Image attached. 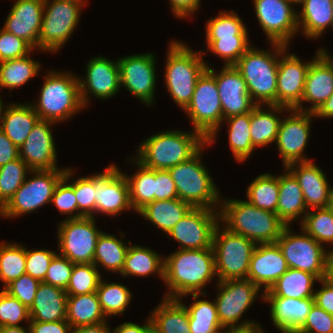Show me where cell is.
I'll return each instance as SVG.
<instances>
[{
	"label": "cell",
	"instance_id": "12",
	"mask_svg": "<svg viewBox=\"0 0 333 333\" xmlns=\"http://www.w3.org/2000/svg\"><path fill=\"white\" fill-rule=\"evenodd\" d=\"M82 8V4L74 2L44 0L38 50L51 53L60 50L77 28Z\"/></svg>",
	"mask_w": 333,
	"mask_h": 333
},
{
	"label": "cell",
	"instance_id": "57",
	"mask_svg": "<svg viewBox=\"0 0 333 333\" xmlns=\"http://www.w3.org/2000/svg\"><path fill=\"white\" fill-rule=\"evenodd\" d=\"M56 254V252L48 249L27 250L26 248V274L43 282L49 264Z\"/></svg>",
	"mask_w": 333,
	"mask_h": 333
},
{
	"label": "cell",
	"instance_id": "6",
	"mask_svg": "<svg viewBox=\"0 0 333 333\" xmlns=\"http://www.w3.org/2000/svg\"><path fill=\"white\" fill-rule=\"evenodd\" d=\"M206 52H194L187 43L172 40L168 47L164 83L174 102L184 110L194 93L197 79L207 69Z\"/></svg>",
	"mask_w": 333,
	"mask_h": 333
},
{
	"label": "cell",
	"instance_id": "15",
	"mask_svg": "<svg viewBox=\"0 0 333 333\" xmlns=\"http://www.w3.org/2000/svg\"><path fill=\"white\" fill-rule=\"evenodd\" d=\"M256 19L267 42L289 46L298 30L297 13L288 0H253Z\"/></svg>",
	"mask_w": 333,
	"mask_h": 333
},
{
	"label": "cell",
	"instance_id": "43",
	"mask_svg": "<svg viewBox=\"0 0 333 333\" xmlns=\"http://www.w3.org/2000/svg\"><path fill=\"white\" fill-rule=\"evenodd\" d=\"M225 120L229 125L228 140L235 161L244 162L255 151L250 134L251 112L224 119V123Z\"/></svg>",
	"mask_w": 333,
	"mask_h": 333
},
{
	"label": "cell",
	"instance_id": "54",
	"mask_svg": "<svg viewBox=\"0 0 333 333\" xmlns=\"http://www.w3.org/2000/svg\"><path fill=\"white\" fill-rule=\"evenodd\" d=\"M33 51L25 40L0 29V62L22 58Z\"/></svg>",
	"mask_w": 333,
	"mask_h": 333
},
{
	"label": "cell",
	"instance_id": "29",
	"mask_svg": "<svg viewBox=\"0 0 333 333\" xmlns=\"http://www.w3.org/2000/svg\"><path fill=\"white\" fill-rule=\"evenodd\" d=\"M68 295L62 288L41 282L29 308L30 321L66 320Z\"/></svg>",
	"mask_w": 333,
	"mask_h": 333
},
{
	"label": "cell",
	"instance_id": "48",
	"mask_svg": "<svg viewBox=\"0 0 333 333\" xmlns=\"http://www.w3.org/2000/svg\"><path fill=\"white\" fill-rule=\"evenodd\" d=\"M31 169L19 157L0 167V209L24 183Z\"/></svg>",
	"mask_w": 333,
	"mask_h": 333
},
{
	"label": "cell",
	"instance_id": "70",
	"mask_svg": "<svg viewBox=\"0 0 333 333\" xmlns=\"http://www.w3.org/2000/svg\"><path fill=\"white\" fill-rule=\"evenodd\" d=\"M0 333H31L30 327L22 326H0Z\"/></svg>",
	"mask_w": 333,
	"mask_h": 333
},
{
	"label": "cell",
	"instance_id": "34",
	"mask_svg": "<svg viewBox=\"0 0 333 333\" xmlns=\"http://www.w3.org/2000/svg\"><path fill=\"white\" fill-rule=\"evenodd\" d=\"M39 116L29 103L8 104L1 124V130L20 148L32 131Z\"/></svg>",
	"mask_w": 333,
	"mask_h": 333
},
{
	"label": "cell",
	"instance_id": "38",
	"mask_svg": "<svg viewBox=\"0 0 333 333\" xmlns=\"http://www.w3.org/2000/svg\"><path fill=\"white\" fill-rule=\"evenodd\" d=\"M66 320L71 328L107 321L96 292L68 296Z\"/></svg>",
	"mask_w": 333,
	"mask_h": 333
},
{
	"label": "cell",
	"instance_id": "35",
	"mask_svg": "<svg viewBox=\"0 0 333 333\" xmlns=\"http://www.w3.org/2000/svg\"><path fill=\"white\" fill-rule=\"evenodd\" d=\"M193 207L183 200L167 199L154 200L146 204L137 213L145 220L153 223L166 234L174 227V225L182 219Z\"/></svg>",
	"mask_w": 333,
	"mask_h": 333
},
{
	"label": "cell",
	"instance_id": "61",
	"mask_svg": "<svg viewBox=\"0 0 333 333\" xmlns=\"http://www.w3.org/2000/svg\"><path fill=\"white\" fill-rule=\"evenodd\" d=\"M31 333H71V326L67 320L54 322L30 321Z\"/></svg>",
	"mask_w": 333,
	"mask_h": 333
},
{
	"label": "cell",
	"instance_id": "42",
	"mask_svg": "<svg viewBox=\"0 0 333 333\" xmlns=\"http://www.w3.org/2000/svg\"><path fill=\"white\" fill-rule=\"evenodd\" d=\"M246 191L247 201L259 209L276 213L279 196V175H258Z\"/></svg>",
	"mask_w": 333,
	"mask_h": 333
},
{
	"label": "cell",
	"instance_id": "18",
	"mask_svg": "<svg viewBox=\"0 0 333 333\" xmlns=\"http://www.w3.org/2000/svg\"><path fill=\"white\" fill-rule=\"evenodd\" d=\"M287 118L281 119L275 145L281 156L284 168L292 163L310 161L304 156L307 146L311 120L314 114L290 109Z\"/></svg>",
	"mask_w": 333,
	"mask_h": 333
},
{
	"label": "cell",
	"instance_id": "11",
	"mask_svg": "<svg viewBox=\"0 0 333 333\" xmlns=\"http://www.w3.org/2000/svg\"><path fill=\"white\" fill-rule=\"evenodd\" d=\"M215 298L217 314L223 328L244 329L260 323L253 320L239 321L260 293V288L249 279L217 281Z\"/></svg>",
	"mask_w": 333,
	"mask_h": 333
},
{
	"label": "cell",
	"instance_id": "37",
	"mask_svg": "<svg viewBox=\"0 0 333 333\" xmlns=\"http://www.w3.org/2000/svg\"><path fill=\"white\" fill-rule=\"evenodd\" d=\"M164 258L150 248L130 245L120 274L122 277H147L156 274L164 280Z\"/></svg>",
	"mask_w": 333,
	"mask_h": 333
},
{
	"label": "cell",
	"instance_id": "24",
	"mask_svg": "<svg viewBox=\"0 0 333 333\" xmlns=\"http://www.w3.org/2000/svg\"><path fill=\"white\" fill-rule=\"evenodd\" d=\"M287 270L286 259L278 244L276 242L260 243L256 245L252 253L247 279L260 289H264L261 290L263 300V291L269 290Z\"/></svg>",
	"mask_w": 333,
	"mask_h": 333
},
{
	"label": "cell",
	"instance_id": "67",
	"mask_svg": "<svg viewBox=\"0 0 333 333\" xmlns=\"http://www.w3.org/2000/svg\"><path fill=\"white\" fill-rule=\"evenodd\" d=\"M107 321L71 329V333H111Z\"/></svg>",
	"mask_w": 333,
	"mask_h": 333
},
{
	"label": "cell",
	"instance_id": "40",
	"mask_svg": "<svg viewBox=\"0 0 333 333\" xmlns=\"http://www.w3.org/2000/svg\"><path fill=\"white\" fill-rule=\"evenodd\" d=\"M30 56L0 62V90L12 91L39 75L41 64Z\"/></svg>",
	"mask_w": 333,
	"mask_h": 333
},
{
	"label": "cell",
	"instance_id": "39",
	"mask_svg": "<svg viewBox=\"0 0 333 333\" xmlns=\"http://www.w3.org/2000/svg\"><path fill=\"white\" fill-rule=\"evenodd\" d=\"M120 233V239L106 232L100 234L93 257V264L97 268L102 267L112 273H121L129 246L123 241L125 234Z\"/></svg>",
	"mask_w": 333,
	"mask_h": 333
},
{
	"label": "cell",
	"instance_id": "30",
	"mask_svg": "<svg viewBox=\"0 0 333 333\" xmlns=\"http://www.w3.org/2000/svg\"><path fill=\"white\" fill-rule=\"evenodd\" d=\"M284 172V174L279 176V196L276 214L286 226H290L297 219H301L302 222L308 210L298 180L286 167Z\"/></svg>",
	"mask_w": 333,
	"mask_h": 333
},
{
	"label": "cell",
	"instance_id": "58",
	"mask_svg": "<svg viewBox=\"0 0 333 333\" xmlns=\"http://www.w3.org/2000/svg\"><path fill=\"white\" fill-rule=\"evenodd\" d=\"M297 333H333V315L314 304Z\"/></svg>",
	"mask_w": 333,
	"mask_h": 333
},
{
	"label": "cell",
	"instance_id": "32",
	"mask_svg": "<svg viewBox=\"0 0 333 333\" xmlns=\"http://www.w3.org/2000/svg\"><path fill=\"white\" fill-rule=\"evenodd\" d=\"M256 105L251 111L250 134L253 147L268 146L274 143L277 138L281 119L279 113L290 109L278 105ZM268 110V111H267ZM276 113V114H275ZM278 115V116H277Z\"/></svg>",
	"mask_w": 333,
	"mask_h": 333
},
{
	"label": "cell",
	"instance_id": "60",
	"mask_svg": "<svg viewBox=\"0 0 333 333\" xmlns=\"http://www.w3.org/2000/svg\"><path fill=\"white\" fill-rule=\"evenodd\" d=\"M177 198V189L169 171L155 170L154 200Z\"/></svg>",
	"mask_w": 333,
	"mask_h": 333
},
{
	"label": "cell",
	"instance_id": "7",
	"mask_svg": "<svg viewBox=\"0 0 333 333\" xmlns=\"http://www.w3.org/2000/svg\"><path fill=\"white\" fill-rule=\"evenodd\" d=\"M203 148L188 161L168 169L178 198L193 208L220 210L221 195L207 167L202 163Z\"/></svg>",
	"mask_w": 333,
	"mask_h": 333
},
{
	"label": "cell",
	"instance_id": "46",
	"mask_svg": "<svg viewBox=\"0 0 333 333\" xmlns=\"http://www.w3.org/2000/svg\"><path fill=\"white\" fill-rule=\"evenodd\" d=\"M308 210L302 222L301 229L312 236L322 246L333 245V205Z\"/></svg>",
	"mask_w": 333,
	"mask_h": 333
},
{
	"label": "cell",
	"instance_id": "36",
	"mask_svg": "<svg viewBox=\"0 0 333 333\" xmlns=\"http://www.w3.org/2000/svg\"><path fill=\"white\" fill-rule=\"evenodd\" d=\"M319 279L309 272L288 268L263 296H281L297 299L314 297V283Z\"/></svg>",
	"mask_w": 333,
	"mask_h": 333
},
{
	"label": "cell",
	"instance_id": "2",
	"mask_svg": "<svg viewBox=\"0 0 333 333\" xmlns=\"http://www.w3.org/2000/svg\"><path fill=\"white\" fill-rule=\"evenodd\" d=\"M206 146L207 139L200 132L169 130L144 139L134 158L147 168L168 170L188 161Z\"/></svg>",
	"mask_w": 333,
	"mask_h": 333
},
{
	"label": "cell",
	"instance_id": "62",
	"mask_svg": "<svg viewBox=\"0 0 333 333\" xmlns=\"http://www.w3.org/2000/svg\"><path fill=\"white\" fill-rule=\"evenodd\" d=\"M320 289L314 292L315 304L324 309L327 313L333 315V285L327 283L325 280L320 279Z\"/></svg>",
	"mask_w": 333,
	"mask_h": 333
},
{
	"label": "cell",
	"instance_id": "22",
	"mask_svg": "<svg viewBox=\"0 0 333 333\" xmlns=\"http://www.w3.org/2000/svg\"><path fill=\"white\" fill-rule=\"evenodd\" d=\"M207 70L216 79L223 119L249 113L254 109L256 104L248 93L246 82L234 65H223L218 73L211 66H208Z\"/></svg>",
	"mask_w": 333,
	"mask_h": 333
},
{
	"label": "cell",
	"instance_id": "21",
	"mask_svg": "<svg viewBox=\"0 0 333 333\" xmlns=\"http://www.w3.org/2000/svg\"><path fill=\"white\" fill-rule=\"evenodd\" d=\"M286 48L279 56L276 105L295 109L301 104L310 62H302Z\"/></svg>",
	"mask_w": 333,
	"mask_h": 333
},
{
	"label": "cell",
	"instance_id": "68",
	"mask_svg": "<svg viewBox=\"0 0 333 333\" xmlns=\"http://www.w3.org/2000/svg\"><path fill=\"white\" fill-rule=\"evenodd\" d=\"M313 114L314 118H333V94Z\"/></svg>",
	"mask_w": 333,
	"mask_h": 333
},
{
	"label": "cell",
	"instance_id": "3",
	"mask_svg": "<svg viewBox=\"0 0 333 333\" xmlns=\"http://www.w3.org/2000/svg\"><path fill=\"white\" fill-rule=\"evenodd\" d=\"M219 212L224 227L256 244L275 243L286 226L276 213L259 209L247 200L221 199Z\"/></svg>",
	"mask_w": 333,
	"mask_h": 333
},
{
	"label": "cell",
	"instance_id": "16",
	"mask_svg": "<svg viewBox=\"0 0 333 333\" xmlns=\"http://www.w3.org/2000/svg\"><path fill=\"white\" fill-rule=\"evenodd\" d=\"M219 223V210L192 208L167 235L179 244V249L212 248L214 231Z\"/></svg>",
	"mask_w": 333,
	"mask_h": 333
},
{
	"label": "cell",
	"instance_id": "10",
	"mask_svg": "<svg viewBox=\"0 0 333 333\" xmlns=\"http://www.w3.org/2000/svg\"><path fill=\"white\" fill-rule=\"evenodd\" d=\"M66 168L31 170L32 178L26 177L9 201L0 209L3 218H15L29 214L51 203L54 189L63 178Z\"/></svg>",
	"mask_w": 333,
	"mask_h": 333
},
{
	"label": "cell",
	"instance_id": "20",
	"mask_svg": "<svg viewBox=\"0 0 333 333\" xmlns=\"http://www.w3.org/2000/svg\"><path fill=\"white\" fill-rule=\"evenodd\" d=\"M95 191V214L114 217L132 210L127 179L113 163L104 172L95 174Z\"/></svg>",
	"mask_w": 333,
	"mask_h": 333
},
{
	"label": "cell",
	"instance_id": "17",
	"mask_svg": "<svg viewBox=\"0 0 333 333\" xmlns=\"http://www.w3.org/2000/svg\"><path fill=\"white\" fill-rule=\"evenodd\" d=\"M156 57L153 53H141L118 59L120 87H125L145 105H153L156 87Z\"/></svg>",
	"mask_w": 333,
	"mask_h": 333
},
{
	"label": "cell",
	"instance_id": "64",
	"mask_svg": "<svg viewBox=\"0 0 333 333\" xmlns=\"http://www.w3.org/2000/svg\"><path fill=\"white\" fill-rule=\"evenodd\" d=\"M19 158V148L0 129V167Z\"/></svg>",
	"mask_w": 333,
	"mask_h": 333
},
{
	"label": "cell",
	"instance_id": "9",
	"mask_svg": "<svg viewBox=\"0 0 333 333\" xmlns=\"http://www.w3.org/2000/svg\"><path fill=\"white\" fill-rule=\"evenodd\" d=\"M220 224L215 228L212 243L217 281L247 279L251 256L257 244Z\"/></svg>",
	"mask_w": 333,
	"mask_h": 333
},
{
	"label": "cell",
	"instance_id": "51",
	"mask_svg": "<svg viewBox=\"0 0 333 333\" xmlns=\"http://www.w3.org/2000/svg\"><path fill=\"white\" fill-rule=\"evenodd\" d=\"M99 270L93 263L74 264L69 284L65 290L67 295L76 296L96 292L102 278Z\"/></svg>",
	"mask_w": 333,
	"mask_h": 333
},
{
	"label": "cell",
	"instance_id": "5",
	"mask_svg": "<svg viewBox=\"0 0 333 333\" xmlns=\"http://www.w3.org/2000/svg\"><path fill=\"white\" fill-rule=\"evenodd\" d=\"M78 77L69 71L50 69L46 73L39 101L31 103L39 119L59 124L85 108L80 96Z\"/></svg>",
	"mask_w": 333,
	"mask_h": 333
},
{
	"label": "cell",
	"instance_id": "65",
	"mask_svg": "<svg viewBox=\"0 0 333 333\" xmlns=\"http://www.w3.org/2000/svg\"><path fill=\"white\" fill-rule=\"evenodd\" d=\"M146 320L143 325L125 322L113 329V332L111 330V333H147L153 326L150 316Z\"/></svg>",
	"mask_w": 333,
	"mask_h": 333
},
{
	"label": "cell",
	"instance_id": "41",
	"mask_svg": "<svg viewBox=\"0 0 333 333\" xmlns=\"http://www.w3.org/2000/svg\"><path fill=\"white\" fill-rule=\"evenodd\" d=\"M137 172L128 176L124 173L129 186V199L131 207L138 212L146 204L154 201L155 170L142 165L135 158Z\"/></svg>",
	"mask_w": 333,
	"mask_h": 333
},
{
	"label": "cell",
	"instance_id": "73",
	"mask_svg": "<svg viewBox=\"0 0 333 333\" xmlns=\"http://www.w3.org/2000/svg\"><path fill=\"white\" fill-rule=\"evenodd\" d=\"M320 52L329 60V62L332 64L333 66V59H331L332 57H330L329 52L327 51V49L324 48H319Z\"/></svg>",
	"mask_w": 333,
	"mask_h": 333
},
{
	"label": "cell",
	"instance_id": "74",
	"mask_svg": "<svg viewBox=\"0 0 333 333\" xmlns=\"http://www.w3.org/2000/svg\"><path fill=\"white\" fill-rule=\"evenodd\" d=\"M63 1H69V2H74V3H78V4H82L83 6H85L88 0H63Z\"/></svg>",
	"mask_w": 333,
	"mask_h": 333
},
{
	"label": "cell",
	"instance_id": "13",
	"mask_svg": "<svg viewBox=\"0 0 333 333\" xmlns=\"http://www.w3.org/2000/svg\"><path fill=\"white\" fill-rule=\"evenodd\" d=\"M291 229L285 226L276 241L288 268L309 272L319 280L323 279L328 250L303 229L301 234H295Z\"/></svg>",
	"mask_w": 333,
	"mask_h": 333
},
{
	"label": "cell",
	"instance_id": "28",
	"mask_svg": "<svg viewBox=\"0 0 333 333\" xmlns=\"http://www.w3.org/2000/svg\"><path fill=\"white\" fill-rule=\"evenodd\" d=\"M270 304V316L273 325L282 333H297L304 325L311 308L315 304L314 297L305 299L263 296Z\"/></svg>",
	"mask_w": 333,
	"mask_h": 333
},
{
	"label": "cell",
	"instance_id": "26",
	"mask_svg": "<svg viewBox=\"0 0 333 333\" xmlns=\"http://www.w3.org/2000/svg\"><path fill=\"white\" fill-rule=\"evenodd\" d=\"M44 14V0H16L2 29L25 40L38 50Z\"/></svg>",
	"mask_w": 333,
	"mask_h": 333
},
{
	"label": "cell",
	"instance_id": "55",
	"mask_svg": "<svg viewBox=\"0 0 333 333\" xmlns=\"http://www.w3.org/2000/svg\"><path fill=\"white\" fill-rule=\"evenodd\" d=\"M74 263L68 258L56 254L51 260L43 283L66 290Z\"/></svg>",
	"mask_w": 333,
	"mask_h": 333
},
{
	"label": "cell",
	"instance_id": "25",
	"mask_svg": "<svg viewBox=\"0 0 333 333\" xmlns=\"http://www.w3.org/2000/svg\"><path fill=\"white\" fill-rule=\"evenodd\" d=\"M298 180L307 210L333 205V187L326 174L313 161L292 163L286 167Z\"/></svg>",
	"mask_w": 333,
	"mask_h": 333
},
{
	"label": "cell",
	"instance_id": "23",
	"mask_svg": "<svg viewBox=\"0 0 333 333\" xmlns=\"http://www.w3.org/2000/svg\"><path fill=\"white\" fill-rule=\"evenodd\" d=\"M53 125L56 123L39 119L19 148V157L31 170L59 169L56 165V144L51 131Z\"/></svg>",
	"mask_w": 333,
	"mask_h": 333
},
{
	"label": "cell",
	"instance_id": "59",
	"mask_svg": "<svg viewBox=\"0 0 333 333\" xmlns=\"http://www.w3.org/2000/svg\"><path fill=\"white\" fill-rule=\"evenodd\" d=\"M205 294H188L193 297V303L186 304L185 307L189 312V319H196V321L203 322H220L217 314V307L215 301H209L205 299L198 300L200 296H206Z\"/></svg>",
	"mask_w": 333,
	"mask_h": 333
},
{
	"label": "cell",
	"instance_id": "45",
	"mask_svg": "<svg viewBox=\"0 0 333 333\" xmlns=\"http://www.w3.org/2000/svg\"><path fill=\"white\" fill-rule=\"evenodd\" d=\"M26 246L19 243H0V281L3 289L25 272Z\"/></svg>",
	"mask_w": 333,
	"mask_h": 333
},
{
	"label": "cell",
	"instance_id": "52",
	"mask_svg": "<svg viewBox=\"0 0 333 333\" xmlns=\"http://www.w3.org/2000/svg\"><path fill=\"white\" fill-rule=\"evenodd\" d=\"M22 321L30 322L29 309L5 290L0 291V326H20Z\"/></svg>",
	"mask_w": 333,
	"mask_h": 333
},
{
	"label": "cell",
	"instance_id": "76",
	"mask_svg": "<svg viewBox=\"0 0 333 333\" xmlns=\"http://www.w3.org/2000/svg\"><path fill=\"white\" fill-rule=\"evenodd\" d=\"M216 333H232V329H230V328H223V329L219 330Z\"/></svg>",
	"mask_w": 333,
	"mask_h": 333
},
{
	"label": "cell",
	"instance_id": "75",
	"mask_svg": "<svg viewBox=\"0 0 333 333\" xmlns=\"http://www.w3.org/2000/svg\"><path fill=\"white\" fill-rule=\"evenodd\" d=\"M292 5H301L303 2H304V0H288Z\"/></svg>",
	"mask_w": 333,
	"mask_h": 333
},
{
	"label": "cell",
	"instance_id": "31",
	"mask_svg": "<svg viewBox=\"0 0 333 333\" xmlns=\"http://www.w3.org/2000/svg\"><path fill=\"white\" fill-rule=\"evenodd\" d=\"M297 13L298 30L306 38H319L333 26V0H304Z\"/></svg>",
	"mask_w": 333,
	"mask_h": 333
},
{
	"label": "cell",
	"instance_id": "33",
	"mask_svg": "<svg viewBox=\"0 0 333 333\" xmlns=\"http://www.w3.org/2000/svg\"><path fill=\"white\" fill-rule=\"evenodd\" d=\"M151 311L152 326L159 333H191L189 312L181 299L162 298Z\"/></svg>",
	"mask_w": 333,
	"mask_h": 333
},
{
	"label": "cell",
	"instance_id": "56",
	"mask_svg": "<svg viewBox=\"0 0 333 333\" xmlns=\"http://www.w3.org/2000/svg\"><path fill=\"white\" fill-rule=\"evenodd\" d=\"M41 282L31 275L24 274L9 283L3 290L17 298L28 309L32 306L37 288Z\"/></svg>",
	"mask_w": 333,
	"mask_h": 333
},
{
	"label": "cell",
	"instance_id": "66",
	"mask_svg": "<svg viewBox=\"0 0 333 333\" xmlns=\"http://www.w3.org/2000/svg\"><path fill=\"white\" fill-rule=\"evenodd\" d=\"M191 333H216L223 329L220 322H203L189 319Z\"/></svg>",
	"mask_w": 333,
	"mask_h": 333
},
{
	"label": "cell",
	"instance_id": "8",
	"mask_svg": "<svg viewBox=\"0 0 333 333\" xmlns=\"http://www.w3.org/2000/svg\"><path fill=\"white\" fill-rule=\"evenodd\" d=\"M184 112L191 119L192 129L200 132L208 145L213 144L224 119L216 79L207 69L197 79Z\"/></svg>",
	"mask_w": 333,
	"mask_h": 333
},
{
	"label": "cell",
	"instance_id": "44",
	"mask_svg": "<svg viewBox=\"0 0 333 333\" xmlns=\"http://www.w3.org/2000/svg\"><path fill=\"white\" fill-rule=\"evenodd\" d=\"M96 293L106 318L113 315H123L133 296L130 289L124 284L108 283L102 278Z\"/></svg>",
	"mask_w": 333,
	"mask_h": 333
},
{
	"label": "cell",
	"instance_id": "72",
	"mask_svg": "<svg viewBox=\"0 0 333 333\" xmlns=\"http://www.w3.org/2000/svg\"><path fill=\"white\" fill-rule=\"evenodd\" d=\"M3 104L4 103L2 102V98L0 96V129H1V124H2V120L4 118L5 111H6L7 107H8V105L5 104L3 106Z\"/></svg>",
	"mask_w": 333,
	"mask_h": 333
},
{
	"label": "cell",
	"instance_id": "77",
	"mask_svg": "<svg viewBox=\"0 0 333 333\" xmlns=\"http://www.w3.org/2000/svg\"><path fill=\"white\" fill-rule=\"evenodd\" d=\"M147 333H159L154 327H152Z\"/></svg>",
	"mask_w": 333,
	"mask_h": 333
},
{
	"label": "cell",
	"instance_id": "14",
	"mask_svg": "<svg viewBox=\"0 0 333 333\" xmlns=\"http://www.w3.org/2000/svg\"><path fill=\"white\" fill-rule=\"evenodd\" d=\"M58 226L59 255L74 264L93 263L97 241L102 233L96 227L95 217L64 219Z\"/></svg>",
	"mask_w": 333,
	"mask_h": 333
},
{
	"label": "cell",
	"instance_id": "63",
	"mask_svg": "<svg viewBox=\"0 0 333 333\" xmlns=\"http://www.w3.org/2000/svg\"><path fill=\"white\" fill-rule=\"evenodd\" d=\"M201 0H170V8L175 17L185 19L200 8Z\"/></svg>",
	"mask_w": 333,
	"mask_h": 333
},
{
	"label": "cell",
	"instance_id": "1",
	"mask_svg": "<svg viewBox=\"0 0 333 333\" xmlns=\"http://www.w3.org/2000/svg\"><path fill=\"white\" fill-rule=\"evenodd\" d=\"M216 275L213 248L177 249L164 258V298L182 299L188 294H205L203 289ZM203 288V289H202Z\"/></svg>",
	"mask_w": 333,
	"mask_h": 333
},
{
	"label": "cell",
	"instance_id": "47",
	"mask_svg": "<svg viewBox=\"0 0 333 333\" xmlns=\"http://www.w3.org/2000/svg\"><path fill=\"white\" fill-rule=\"evenodd\" d=\"M74 170L67 167L63 179L74 189L78 203V218L95 217V173L90 176L80 177L69 181L74 175ZM70 182V183H69Z\"/></svg>",
	"mask_w": 333,
	"mask_h": 333
},
{
	"label": "cell",
	"instance_id": "71",
	"mask_svg": "<svg viewBox=\"0 0 333 333\" xmlns=\"http://www.w3.org/2000/svg\"><path fill=\"white\" fill-rule=\"evenodd\" d=\"M232 333H264L261 324L244 328V329H232Z\"/></svg>",
	"mask_w": 333,
	"mask_h": 333
},
{
	"label": "cell",
	"instance_id": "69",
	"mask_svg": "<svg viewBox=\"0 0 333 333\" xmlns=\"http://www.w3.org/2000/svg\"><path fill=\"white\" fill-rule=\"evenodd\" d=\"M333 248L328 251L323 280L333 285Z\"/></svg>",
	"mask_w": 333,
	"mask_h": 333
},
{
	"label": "cell",
	"instance_id": "49",
	"mask_svg": "<svg viewBox=\"0 0 333 333\" xmlns=\"http://www.w3.org/2000/svg\"><path fill=\"white\" fill-rule=\"evenodd\" d=\"M221 11L206 22V39H220L233 36H248L247 27L234 10Z\"/></svg>",
	"mask_w": 333,
	"mask_h": 333
},
{
	"label": "cell",
	"instance_id": "53",
	"mask_svg": "<svg viewBox=\"0 0 333 333\" xmlns=\"http://www.w3.org/2000/svg\"><path fill=\"white\" fill-rule=\"evenodd\" d=\"M51 203L60 211V214L68 215L66 219L78 218V203L74 189L63 178L54 189Z\"/></svg>",
	"mask_w": 333,
	"mask_h": 333
},
{
	"label": "cell",
	"instance_id": "19",
	"mask_svg": "<svg viewBox=\"0 0 333 333\" xmlns=\"http://www.w3.org/2000/svg\"><path fill=\"white\" fill-rule=\"evenodd\" d=\"M86 76L78 77L80 96L84 107H88L89 98L107 100L115 96L120 87V68L118 60L112 61L102 55L93 57L86 66Z\"/></svg>",
	"mask_w": 333,
	"mask_h": 333
},
{
	"label": "cell",
	"instance_id": "50",
	"mask_svg": "<svg viewBox=\"0 0 333 333\" xmlns=\"http://www.w3.org/2000/svg\"><path fill=\"white\" fill-rule=\"evenodd\" d=\"M249 36L205 39L207 50L224 60V66L234 65L252 46ZM251 44V45H250Z\"/></svg>",
	"mask_w": 333,
	"mask_h": 333
},
{
	"label": "cell",
	"instance_id": "27",
	"mask_svg": "<svg viewBox=\"0 0 333 333\" xmlns=\"http://www.w3.org/2000/svg\"><path fill=\"white\" fill-rule=\"evenodd\" d=\"M332 94L333 66L318 49L307 72L301 104L295 110L314 113ZM305 102L311 106L303 107Z\"/></svg>",
	"mask_w": 333,
	"mask_h": 333
},
{
	"label": "cell",
	"instance_id": "4",
	"mask_svg": "<svg viewBox=\"0 0 333 333\" xmlns=\"http://www.w3.org/2000/svg\"><path fill=\"white\" fill-rule=\"evenodd\" d=\"M270 45L272 52L251 46L234 64L256 105H276L279 56L288 46L278 43Z\"/></svg>",
	"mask_w": 333,
	"mask_h": 333
}]
</instances>
